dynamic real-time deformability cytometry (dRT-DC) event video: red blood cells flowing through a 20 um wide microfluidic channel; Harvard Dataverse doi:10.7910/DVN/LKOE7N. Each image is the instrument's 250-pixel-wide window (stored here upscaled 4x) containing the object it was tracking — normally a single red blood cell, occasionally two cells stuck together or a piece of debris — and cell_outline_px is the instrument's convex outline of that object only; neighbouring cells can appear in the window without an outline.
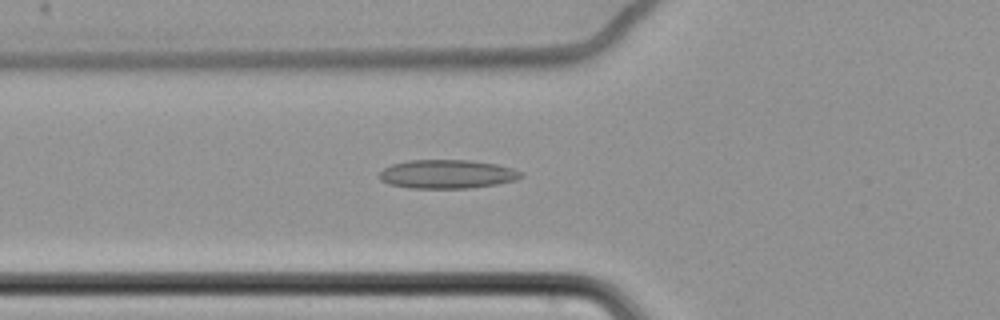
{"species": "common noctule bat (a hibernating species)", "species_latin": "Nyctalus noctula", "temperature_condition": "cold", "stored_images_in_passage": 50, "camera_frame_rate_fps": 3000, "um_per_image_px": 0.085, "animal": {"sex": "female", "body_mass_g": 22.7, "forearm_length_mm": 54.2}, "frame": {"image": 1, "passage_image": 12, "time_ms": 3.667, "image_size_px": [1000, 320], "cell_outline_px": [[524, 176], [516, 180], [496, 184], [468, 188], [408, 188], [388, 184], [380, 180], [380, 172], [384, 168], [392, 164], [408, 160], [468, 160], [496, 164], [512, 168], [524, 172]], "centroid_in_image_um": [38.01, 14.8], "position_along_channel_um": 87.8, "area_um2": 23.81}}
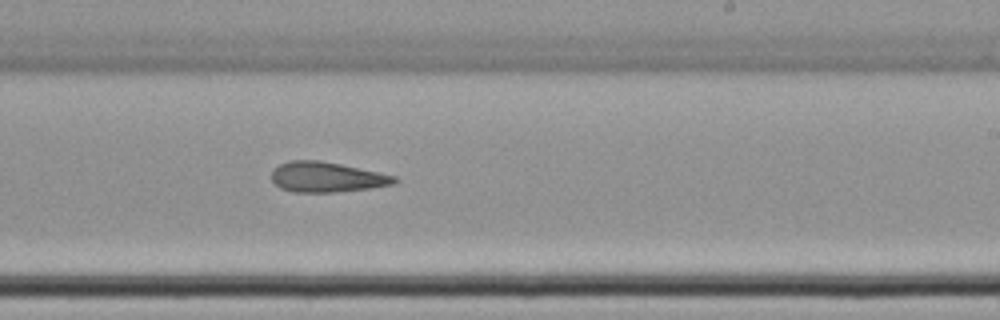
{"frame": {"image": 2, "passage_image": 27, "time_ms": 8.667, "image_size_px": [1000, 320], "cell_outline_px": [[400, 180], [396, 184], [372, 188], [336, 192], [292, 192], [280, 188], [272, 180], [272, 168], [288, 160], [320, 160], [340, 164], [396, 176]], "centroid_in_image_um": [27.78, 15.05], "position_along_channel_um": 261.2, "area_um2": 21.79}}
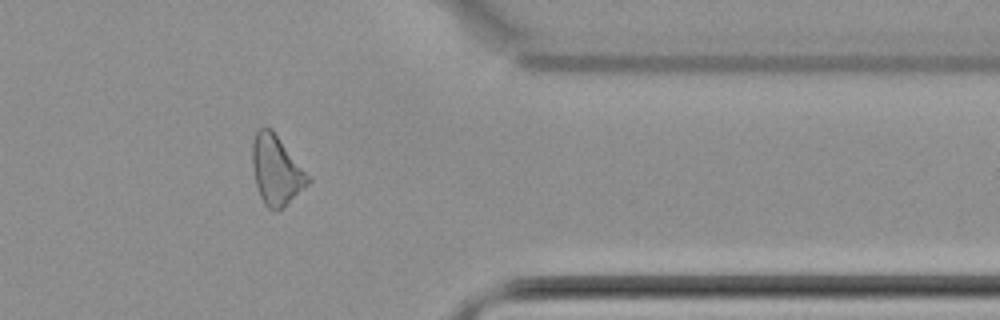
{"frame": {"image": 3, "passage_image": 39, "time_ms": 12.667, "image_size_px": [1000, 320], "cell_outline_px": [[312, 180], [284, 208], [276, 212], [268, 208], [264, 204], [260, 196], [256, 184], [252, 164], [252, 140], [256, 132], [260, 128], [272, 128], [312, 176]], "centroid_in_image_um": [23.52, 14.47], "position_along_channel_um": 387.9, "area_um2": 23.06}}